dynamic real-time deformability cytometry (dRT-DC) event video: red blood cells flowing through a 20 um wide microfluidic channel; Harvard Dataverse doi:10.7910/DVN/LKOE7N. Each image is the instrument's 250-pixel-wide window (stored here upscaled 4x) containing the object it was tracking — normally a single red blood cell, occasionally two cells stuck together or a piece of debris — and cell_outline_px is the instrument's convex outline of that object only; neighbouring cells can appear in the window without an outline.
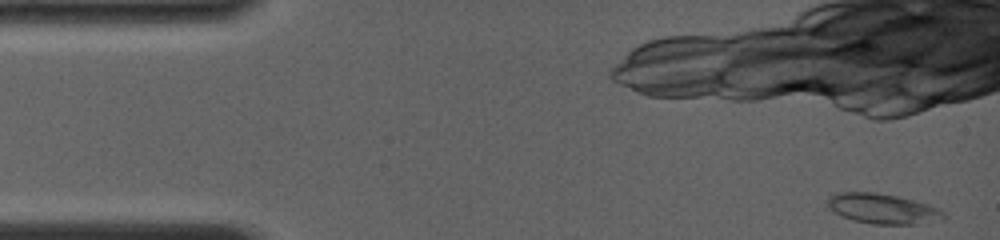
{"species": "common noctule bat (a hibernating species)", "species_latin": "Nyctalus noctula", "temperature_condition": "room temperature", "stored_images_in_passage": 4, "camera_frame_rate_fps": 4000, "um_per_image_px": 0.085, "animal": {"sex": "female", "body_mass_g": 19.0, "forearm_length_mm": 56.7}, "frame": {"image": 1, "passage_image": 1, "time_ms": 0.0, "image_size_px": [1000, 240], "cell_outline_px": [[948, 216], [944, 220], [916, 224], [872, 224], [852, 220], [836, 212], [828, 204], [828, 196], [836, 192], [876, 192], [896, 196], [928, 204], [940, 208]], "centroid_in_image_um": [75.1, 17.74], "position_along_channel_um": 9.9, "area_um2": 20.4}}